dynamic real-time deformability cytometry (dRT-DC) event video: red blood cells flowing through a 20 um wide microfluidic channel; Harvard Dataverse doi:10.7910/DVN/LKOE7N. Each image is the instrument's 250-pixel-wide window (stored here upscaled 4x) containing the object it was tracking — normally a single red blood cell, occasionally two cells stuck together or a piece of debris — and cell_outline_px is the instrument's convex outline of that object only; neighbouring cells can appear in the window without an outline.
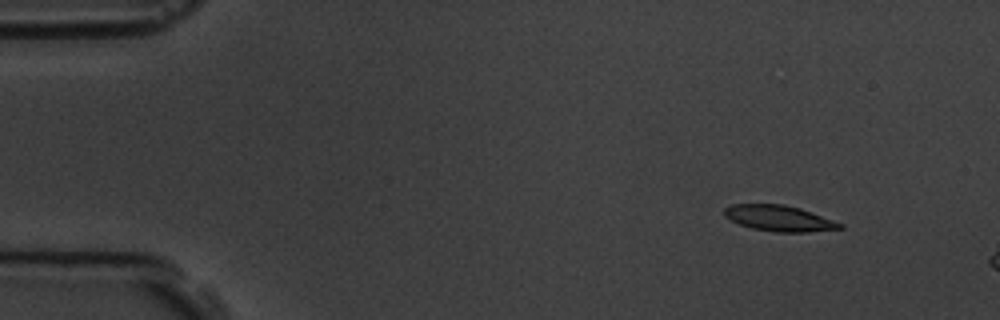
{"species": "common noctule bat (a hibernating species)", "species_latin": "Nyctalus noctula", "temperature_condition": "room temperature", "stored_images_in_passage": 3, "camera_frame_rate_fps": 3000, "um_per_image_px": 0.085, "animal": {"sex": "male", "body_mass_g": 19.5, "forearm_length_mm": 54.6}, "frame": {"image": 1, "passage_image": 1, "time_ms": 0.0, "image_size_px": [1000, 320], "cell_outline_px": [[844, 228], [808, 232], [776, 232], [752, 228], [740, 224], [724, 216], [724, 208], [732, 204], [784, 204], [800, 208], [844, 224]], "centroid_in_image_um": [66.24, 18.55], "position_along_channel_um": 18.8, "area_um2": 17.34}}